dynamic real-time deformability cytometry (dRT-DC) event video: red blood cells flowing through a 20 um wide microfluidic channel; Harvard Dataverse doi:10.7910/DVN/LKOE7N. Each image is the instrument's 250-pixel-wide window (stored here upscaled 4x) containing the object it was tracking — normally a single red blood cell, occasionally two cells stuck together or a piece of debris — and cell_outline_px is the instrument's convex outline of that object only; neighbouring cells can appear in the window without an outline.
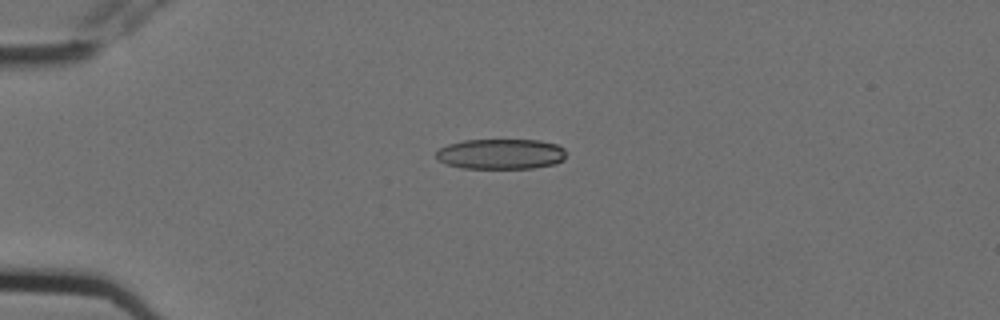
{"species": "Egyptian fruit bat (a non-hibernating species)", "species_latin": "Rousettus aegyptiacus", "temperature_condition": "cold", "stored_images_in_passage": 4, "camera_frame_rate_fps": 3000, "um_per_image_px": 0.085, "animal": {"sex": "female"}, "frame": {"image": 1, "passage_image": 4, "time_ms": 1.0, "image_size_px": [1000, 320], "cell_outline_px": [[564, 160], [556, 164], [532, 168], [464, 168], [448, 164], [440, 160], [436, 156], [436, 152], [440, 148], [448, 144], [464, 140], [540, 140], [556, 144], [564, 148]], "centroid_in_image_um": [42.6, 13.08], "position_along_channel_um": 42.4, "area_um2": 22.89}}